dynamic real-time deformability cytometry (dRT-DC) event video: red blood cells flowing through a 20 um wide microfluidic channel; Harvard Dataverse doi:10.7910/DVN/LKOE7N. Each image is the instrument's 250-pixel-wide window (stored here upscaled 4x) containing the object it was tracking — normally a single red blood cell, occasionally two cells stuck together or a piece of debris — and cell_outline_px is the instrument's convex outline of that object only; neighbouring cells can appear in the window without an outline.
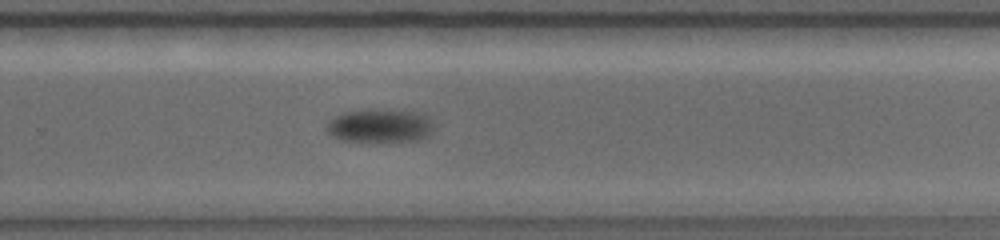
{"species": "common noctule bat (a hibernating species)", "species_latin": "Nyctalus noctula", "temperature_condition": "warm", "stored_images_in_passage": 22, "camera_frame_rate_fps": 5000, "um_per_image_px": 0.085, "animal": {"sex": "female", "body_mass_g": 19.0, "forearm_length_mm": 56.7}, "frame": {"image": 1, "passage_image": 16, "time_ms": 7.6, "image_size_px": [1000, 240], "cell_outline_px": [[432, 128], [428, 136], [420, 140], [340, 140], [332, 136], [324, 128], [336, 116], [344, 112], [368, 108], [392, 108], [416, 112], [432, 116]], "centroid_in_image_um": [32.33, 10.63], "position_along_channel_um": 297.5, "area_um2": 21.1}}
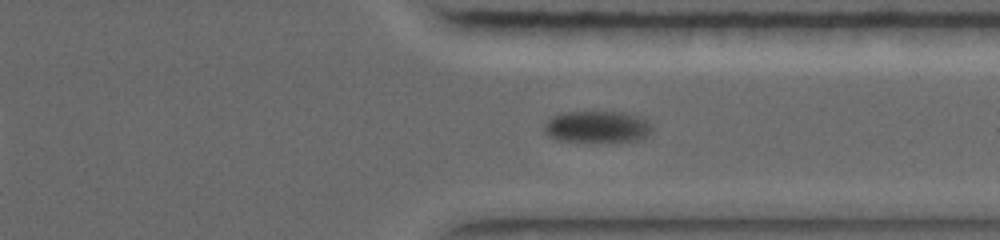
{"frame": {"image": 2, "passage_image": 19, "time_ms": 9.0, "image_size_px": [1000, 240], "cell_outline_px": [[652, 132], [644, 140], [556, 140], [548, 136], [544, 132], [544, 128], [548, 120], [552, 116], [564, 112], [620, 112], [636, 116], [652, 124]], "centroid_in_image_um": [50.76, 10.77], "position_along_channel_um": 360.6, "area_um2": 19.48}}